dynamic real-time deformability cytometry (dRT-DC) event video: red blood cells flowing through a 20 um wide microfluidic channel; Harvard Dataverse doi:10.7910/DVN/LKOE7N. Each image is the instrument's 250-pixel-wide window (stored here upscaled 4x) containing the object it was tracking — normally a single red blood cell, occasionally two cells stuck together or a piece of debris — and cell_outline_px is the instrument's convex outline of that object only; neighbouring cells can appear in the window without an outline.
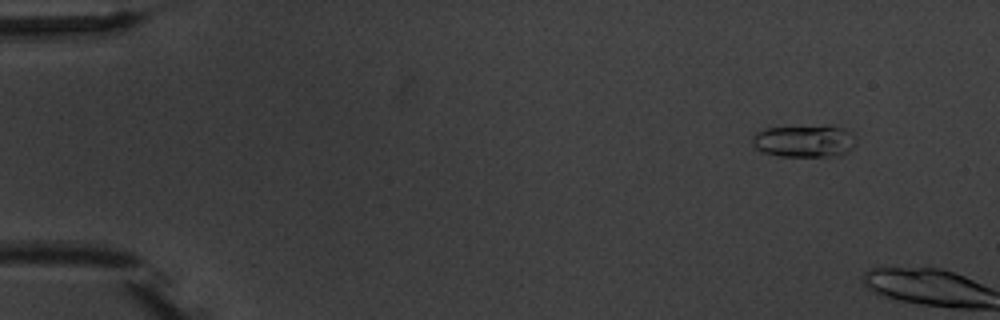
{"species": "common noctule bat (a hibernating species)", "species_latin": "Nyctalus noctula", "temperature_condition": "warm", "stored_images_in_passage": 2, "camera_frame_rate_fps": 3000, "um_per_image_px": 0.085, "animal": {"sex": "male", "body_mass_g": 20.1, "forearm_length_mm": 53.5}, "frame": {"image": 1, "passage_image": 1, "time_ms": 0.0, "image_size_px": [1000, 320], "cell_outline_px": [[856, 144], [848, 152], [840, 156], [780, 156], [764, 152], [756, 148], [752, 144], [752, 136], [756, 132], [764, 128], [828, 124], [844, 128], [852, 132]], "centroid_in_image_um": [68.4, 11.96], "position_along_channel_um": 16.6, "area_um2": 20.06}}